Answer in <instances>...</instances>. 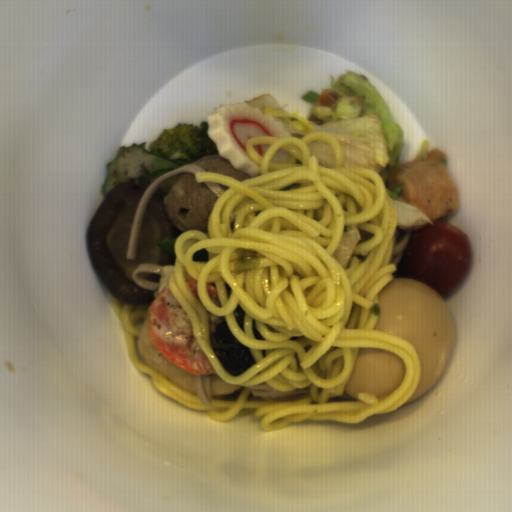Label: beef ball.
<instances>
[{"mask_svg": "<svg viewBox=\"0 0 512 512\" xmlns=\"http://www.w3.org/2000/svg\"><path fill=\"white\" fill-rule=\"evenodd\" d=\"M217 198L196 175L181 173L167 190L163 204L173 225L181 232L208 233L209 216Z\"/></svg>", "mask_w": 512, "mask_h": 512, "instance_id": "1", "label": "beef ball"}, {"mask_svg": "<svg viewBox=\"0 0 512 512\" xmlns=\"http://www.w3.org/2000/svg\"><path fill=\"white\" fill-rule=\"evenodd\" d=\"M190 165H196L205 173L229 175L240 182L248 178L255 177L249 176L248 173H245L243 171L236 170L234 165L228 159L220 156L219 154L204 158H198L194 162H190Z\"/></svg>", "mask_w": 512, "mask_h": 512, "instance_id": "2", "label": "beef ball"}]
</instances>
